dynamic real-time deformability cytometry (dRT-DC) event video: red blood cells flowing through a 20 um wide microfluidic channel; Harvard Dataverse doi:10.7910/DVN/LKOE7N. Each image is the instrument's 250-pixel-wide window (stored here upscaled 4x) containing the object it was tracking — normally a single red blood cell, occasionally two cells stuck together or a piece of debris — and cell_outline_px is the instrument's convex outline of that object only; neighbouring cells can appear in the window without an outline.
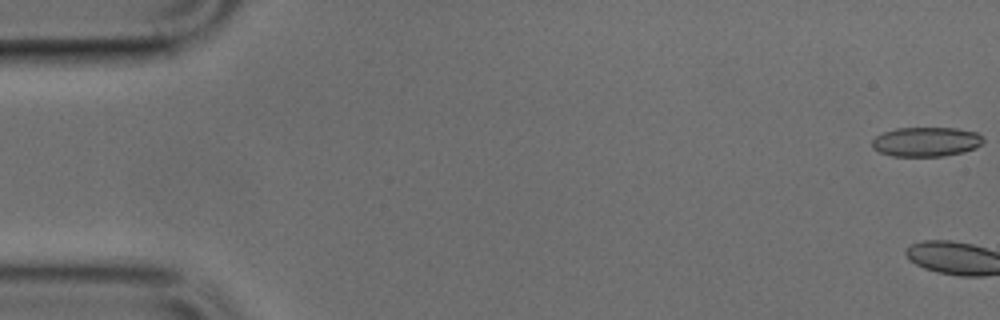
{"species": "common noctule bat (a hibernating species)", "species_latin": "Nyctalus noctula", "temperature_condition": "cold", "stored_images_in_passage": 3, "camera_frame_rate_fps": 3000, "um_per_image_px": 0.085, "animal": {"sex": "male", "body_mass_g": 17.9, "forearm_length_mm": 54.2}, "frame": {"image": 1, "passage_image": 1, "time_ms": 0.0, "image_size_px": [1000, 320], "cell_outline_px": [[984, 140], [976, 148], [964, 152], [944, 156], [892, 156], [880, 152], [872, 148], [872, 140], [876, 136], [884, 132], [896, 128], [956, 128], [976, 132]], "centroid_in_image_um": [78.71, 12.05], "position_along_channel_um": 6.3, "area_um2": 19.07}}